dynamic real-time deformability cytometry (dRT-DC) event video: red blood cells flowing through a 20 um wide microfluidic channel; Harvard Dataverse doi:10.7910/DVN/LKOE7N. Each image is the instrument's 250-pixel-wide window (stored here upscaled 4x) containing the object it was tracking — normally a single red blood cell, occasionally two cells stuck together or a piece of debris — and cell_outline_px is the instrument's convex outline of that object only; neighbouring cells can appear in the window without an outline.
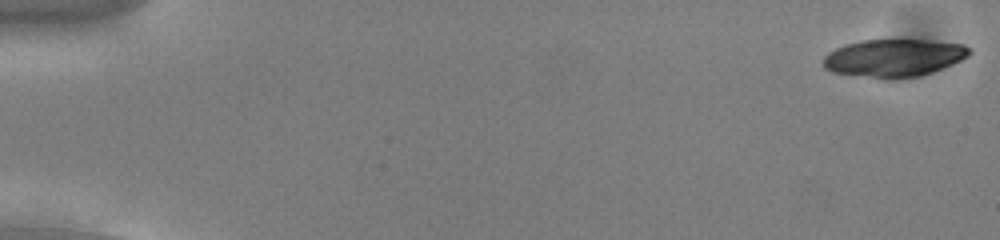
{"species": "common noctule bat (a hibernating species)", "species_latin": "Nyctalus noctula", "temperature_condition": "cold", "stored_images_in_passage": 54, "camera_frame_rate_fps": 3000, "um_per_image_px": 0.085, "animal": {"sex": "male", "body_mass_g": 13.0, "forearm_length_mm": 53.1}, "frame": {"image": 1, "passage_image": 1, "time_ms": 0.0, "image_size_px": [1000, 240], "cell_outline_px": [[972, 52], [968, 56], [952, 64], [932, 72], [920, 76], [872, 76], [832, 72], [824, 68], [824, 56], [828, 52], [844, 44], [860, 40], [920, 40], [964, 44], [972, 48]], "centroid_in_image_um": [76.0, 4.88], "position_along_channel_um": 9.0, "area_um2": 31.21}}
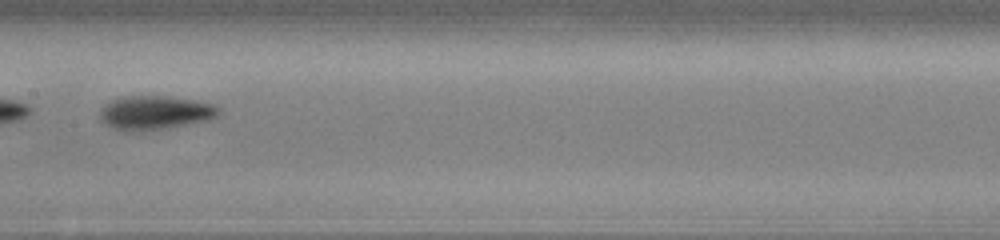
{"frame": {"image": 2, "passage_image": 29, "time_ms": 9.333, "image_size_px": [1000, 240], "cell_outline_px": [[220, 112], [216, 116], [208, 120], [160, 128], [116, 128], [108, 124], [100, 116], [100, 112], [112, 100], [128, 96], [168, 96], [192, 100], [212, 104], [220, 108]], "centroid_in_image_um": [13.26, 9.52], "position_along_channel_um": 194.1, "area_um2": 21.91}}
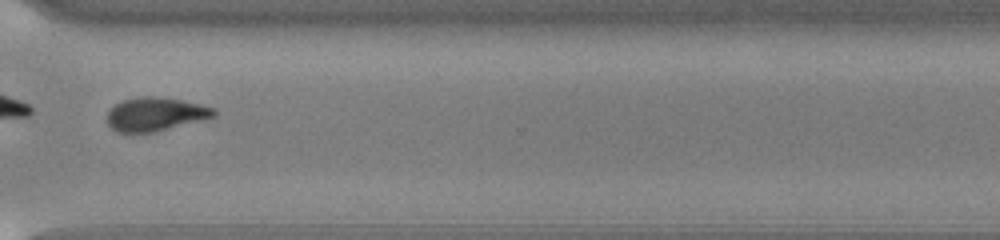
{"frame": {"image": 3, "passage_image": 42, "time_ms": 13.667, "image_size_px": [1000, 240], "cell_outline_px": [[216, 116], [152, 132], [116, 132], [108, 124], [108, 112], [116, 104], [124, 100], [140, 96], [152, 96], [180, 100], [216, 108]], "centroid_in_image_um": [13.2, 9.7], "position_along_channel_um": 357.4, "area_um2": 20.4}, "authors_computed_cell_mechanics": {"area_um2": 22.7732, "velocity_mm_per_s": 3.7668, "shape_relaxation_time_tau1_ms": 2.8073, "shape_relaxation_time_tau2_ms": 6.2643, "deformation_change_tau1": 0.126, "deformation_change_tau2": 0.12}}